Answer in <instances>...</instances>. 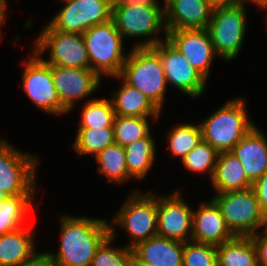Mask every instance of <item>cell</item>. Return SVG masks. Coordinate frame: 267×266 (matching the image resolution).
Returning a JSON list of instances; mask_svg holds the SVG:
<instances>
[{
    "mask_svg": "<svg viewBox=\"0 0 267 266\" xmlns=\"http://www.w3.org/2000/svg\"><path fill=\"white\" fill-rule=\"evenodd\" d=\"M213 7L228 6L239 3V0H207Z\"/></svg>",
    "mask_w": 267,
    "mask_h": 266,
    "instance_id": "f35d334b",
    "label": "cell"
},
{
    "mask_svg": "<svg viewBox=\"0 0 267 266\" xmlns=\"http://www.w3.org/2000/svg\"><path fill=\"white\" fill-rule=\"evenodd\" d=\"M261 233L257 232L251 238L257 250L258 266H267V225Z\"/></svg>",
    "mask_w": 267,
    "mask_h": 266,
    "instance_id": "e575fe53",
    "label": "cell"
},
{
    "mask_svg": "<svg viewBox=\"0 0 267 266\" xmlns=\"http://www.w3.org/2000/svg\"><path fill=\"white\" fill-rule=\"evenodd\" d=\"M37 37L34 51L38 55L50 49L49 59L44 60L47 64L68 68H90L83 34L63 32L48 23Z\"/></svg>",
    "mask_w": 267,
    "mask_h": 266,
    "instance_id": "9c48e42d",
    "label": "cell"
},
{
    "mask_svg": "<svg viewBox=\"0 0 267 266\" xmlns=\"http://www.w3.org/2000/svg\"><path fill=\"white\" fill-rule=\"evenodd\" d=\"M234 237L212 198L193 210L192 241L219 246Z\"/></svg>",
    "mask_w": 267,
    "mask_h": 266,
    "instance_id": "e0dca14e",
    "label": "cell"
},
{
    "mask_svg": "<svg viewBox=\"0 0 267 266\" xmlns=\"http://www.w3.org/2000/svg\"><path fill=\"white\" fill-rule=\"evenodd\" d=\"M34 237L26 226L0 235V266H16L35 257Z\"/></svg>",
    "mask_w": 267,
    "mask_h": 266,
    "instance_id": "603a6c76",
    "label": "cell"
},
{
    "mask_svg": "<svg viewBox=\"0 0 267 266\" xmlns=\"http://www.w3.org/2000/svg\"><path fill=\"white\" fill-rule=\"evenodd\" d=\"M114 143L113 128H78L72 146L79 155L93 154L96 156Z\"/></svg>",
    "mask_w": 267,
    "mask_h": 266,
    "instance_id": "83f0119b",
    "label": "cell"
},
{
    "mask_svg": "<svg viewBox=\"0 0 267 266\" xmlns=\"http://www.w3.org/2000/svg\"><path fill=\"white\" fill-rule=\"evenodd\" d=\"M38 158L0 139V189L8 196L35 195Z\"/></svg>",
    "mask_w": 267,
    "mask_h": 266,
    "instance_id": "30bf717a",
    "label": "cell"
},
{
    "mask_svg": "<svg viewBox=\"0 0 267 266\" xmlns=\"http://www.w3.org/2000/svg\"><path fill=\"white\" fill-rule=\"evenodd\" d=\"M166 39L206 79L213 62L214 47L207 29H180L167 31Z\"/></svg>",
    "mask_w": 267,
    "mask_h": 266,
    "instance_id": "2e32d148",
    "label": "cell"
},
{
    "mask_svg": "<svg viewBox=\"0 0 267 266\" xmlns=\"http://www.w3.org/2000/svg\"><path fill=\"white\" fill-rule=\"evenodd\" d=\"M252 189L257 196L262 212L267 217V172L253 182Z\"/></svg>",
    "mask_w": 267,
    "mask_h": 266,
    "instance_id": "d590c367",
    "label": "cell"
},
{
    "mask_svg": "<svg viewBox=\"0 0 267 266\" xmlns=\"http://www.w3.org/2000/svg\"><path fill=\"white\" fill-rule=\"evenodd\" d=\"M122 87L110 99L116 116L147 117L156 121L161 111L138 89L127 84L120 76Z\"/></svg>",
    "mask_w": 267,
    "mask_h": 266,
    "instance_id": "7402d4cb",
    "label": "cell"
},
{
    "mask_svg": "<svg viewBox=\"0 0 267 266\" xmlns=\"http://www.w3.org/2000/svg\"><path fill=\"white\" fill-rule=\"evenodd\" d=\"M210 179L216 193L247 190L252 188L253 184L241 162L230 151L218 154L214 173Z\"/></svg>",
    "mask_w": 267,
    "mask_h": 266,
    "instance_id": "44dd1931",
    "label": "cell"
},
{
    "mask_svg": "<svg viewBox=\"0 0 267 266\" xmlns=\"http://www.w3.org/2000/svg\"><path fill=\"white\" fill-rule=\"evenodd\" d=\"M7 197L8 195L2 189H0V202L4 201Z\"/></svg>",
    "mask_w": 267,
    "mask_h": 266,
    "instance_id": "b9f144b4",
    "label": "cell"
},
{
    "mask_svg": "<svg viewBox=\"0 0 267 266\" xmlns=\"http://www.w3.org/2000/svg\"><path fill=\"white\" fill-rule=\"evenodd\" d=\"M167 31L206 29L213 6L207 0H163Z\"/></svg>",
    "mask_w": 267,
    "mask_h": 266,
    "instance_id": "ac0fdd59",
    "label": "cell"
},
{
    "mask_svg": "<svg viewBox=\"0 0 267 266\" xmlns=\"http://www.w3.org/2000/svg\"><path fill=\"white\" fill-rule=\"evenodd\" d=\"M112 3L113 0H69L49 23L63 32L83 34L111 19Z\"/></svg>",
    "mask_w": 267,
    "mask_h": 266,
    "instance_id": "7c38bea8",
    "label": "cell"
},
{
    "mask_svg": "<svg viewBox=\"0 0 267 266\" xmlns=\"http://www.w3.org/2000/svg\"><path fill=\"white\" fill-rule=\"evenodd\" d=\"M216 264V246L195 241L184 243L183 266H215Z\"/></svg>",
    "mask_w": 267,
    "mask_h": 266,
    "instance_id": "836d02e7",
    "label": "cell"
},
{
    "mask_svg": "<svg viewBox=\"0 0 267 266\" xmlns=\"http://www.w3.org/2000/svg\"><path fill=\"white\" fill-rule=\"evenodd\" d=\"M131 266H146V265H141V264L137 263V262L132 258Z\"/></svg>",
    "mask_w": 267,
    "mask_h": 266,
    "instance_id": "7bdbcfd3",
    "label": "cell"
},
{
    "mask_svg": "<svg viewBox=\"0 0 267 266\" xmlns=\"http://www.w3.org/2000/svg\"><path fill=\"white\" fill-rule=\"evenodd\" d=\"M7 5L3 2V1H1L0 0V39L2 38L1 37V27H2V23L6 20L5 18V14H6V7Z\"/></svg>",
    "mask_w": 267,
    "mask_h": 266,
    "instance_id": "60d3db41",
    "label": "cell"
},
{
    "mask_svg": "<svg viewBox=\"0 0 267 266\" xmlns=\"http://www.w3.org/2000/svg\"><path fill=\"white\" fill-rule=\"evenodd\" d=\"M51 73L60 103L68 112L76 101L94 93L101 83V78L90 68L51 65Z\"/></svg>",
    "mask_w": 267,
    "mask_h": 266,
    "instance_id": "9a60e30c",
    "label": "cell"
},
{
    "mask_svg": "<svg viewBox=\"0 0 267 266\" xmlns=\"http://www.w3.org/2000/svg\"><path fill=\"white\" fill-rule=\"evenodd\" d=\"M244 99H233L216 109L200 125L202 140L219 153L231 151L256 125L247 117Z\"/></svg>",
    "mask_w": 267,
    "mask_h": 266,
    "instance_id": "3957f363",
    "label": "cell"
},
{
    "mask_svg": "<svg viewBox=\"0 0 267 266\" xmlns=\"http://www.w3.org/2000/svg\"><path fill=\"white\" fill-rule=\"evenodd\" d=\"M172 156L184 157L202 140L200 125L181 123L172 128L167 135Z\"/></svg>",
    "mask_w": 267,
    "mask_h": 266,
    "instance_id": "f546056e",
    "label": "cell"
},
{
    "mask_svg": "<svg viewBox=\"0 0 267 266\" xmlns=\"http://www.w3.org/2000/svg\"><path fill=\"white\" fill-rule=\"evenodd\" d=\"M246 2L256 5L260 9L267 10V0H239V4L247 5Z\"/></svg>",
    "mask_w": 267,
    "mask_h": 266,
    "instance_id": "ab89813d",
    "label": "cell"
},
{
    "mask_svg": "<svg viewBox=\"0 0 267 266\" xmlns=\"http://www.w3.org/2000/svg\"><path fill=\"white\" fill-rule=\"evenodd\" d=\"M110 224V235L97 248L91 266H131L132 249L111 247V243L117 235Z\"/></svg>",
    "mask_w": 267,
    "mask_h": 266,
    "instance_id": "1f68e13d",
    "label": "cell"
},
{
    "mask_svg": "<svg viewBox=\"0 0 267 266\" xmlns=\"http://www.w3.org/2000/svg\"><path fill=\"white\" fill-rule=\"evenodd\" d=\"M111 19L123 38L153 36L142 42L135 43V48L154 47L160 41H163L157 36L159 32H162V29L165 32L164 38L167 35L164 3L163 6H144L139 3L133 6L112 5Z\"/></svg>",
    "mask_w": 267,
    "mask_h": 266,
    "instance_id": "5b68a950",
    "label": "cell"
},
{
    "mask_svg": "<svg viewBox=\"0 0 267 266\" xmlns=\"http://www.w3.org/2000/svg\"><path fill=\"white\" fill-rule=\"evenodd\" d=\"M184 243L159 235L132 248V258L146 266H183Z\"/></svg>",
    "mask_w": 267,
    "mask_h": 266,
    "instance_id": "d6986e66",
    "label": "cell"
},
{
    "mask_svg": "<svg viewBox=\"0 0 267 266\" xmlns=\"http://www.w3.org/2000/svg\"><path fill=\"white\" fill-rule=\"evenodd\" d=\"M152 48L159 54L168 84L192 98L204 94L207 79L166 38Z\"/></svg>",
    "mask_w": 267,
    "mask_h": 266,
    "instance_id": "4fadbf2b",
    "label": "cell"
},
{
    "mask_svg": "<svg viewBox=\"0 0 267 266\" xmlns=\"http://www.w3.org/2000/svg\"><path fill=\"white\" fill-rule=\"evenodd\" d=\"M83 39L92 69L100 78L119 76L128 54L123 51V36L112 19L90 27Z\"/></svg>",
    "mask_w": 267,
    "mask_h": 266,
    "instance_id": "277c9868",
    "label": "cell"
},
{
    "mask_svg": "<svg viewBox=\"0 0 267 266\" xmlns=\"http://www.w3.org/2000/svg\"><path fill=\"white\" fill-rule=\"evenodd\" d=\"M58 252L47 251L49 266H91L97 248L110 235V224L92 217L61 216Z\"/></svg>",
    "mask_w": 267,
    "mask_h": 266,
    "instance_id": "6da1fadb",
    "label": "cell"
},
{
    "mask_svg": "<svg viewBox=\"0 0 267 266\" xmlns=\"http://www.w3.org/2000/svg\"><path fill=\"white\" fill-rule=\"evenodd\" d=\"M16 266H49L46 252L38 253L31 260Z\"/></svg>",
    "mask_w": 267,
    "mask_h": 266,
    "instance_id": "8d00e7d4",
    "label": "cell"
},
{
    "mask_svg": "<svg viewBox=\"0 0 267 266\" xmlns=\"http://www.w3.org/2000/svg\"><path fill=\"white\" fill-rule=\"evenodd\" d=\"M155 139L149 133L145 138L125 146L128 175L142 180L149 173L155 159Z\"/></svg>",
    "mask_w": 267,
    "mask_h": 266,
    "instance_id": "d4e9b609",
    "label": "cell"
},
{
    "mask_svg": "<svg viewBox=\"0 0 267 266\" xmlns=\"http://www.w3.org/2000/svg\"><path fill=\"white\" fill-rule=\"evenodd\" d=\"M35 195L8 196L0 202V235L23 227L25 218L33 210Z\"/></svg>",
    "mask_w": 267,
    "mask_h": 266,
    "instance_id": "484cf974",
    "label": "cell"
},
{
    "mask_svg": "<svg viewBox=\"0 0 267 266\" xmlns=\"http://www.w3.org/2000/svg\"><path fill=\"white\" fill-rule=\"evenodd\" d=\"M114 141L123 147L145 138L151 131L147 117L115 116Z\"/></svg>",
    "mask_w": 267,
    "mask_h": 266,
    "instance_id": "4dcf8cb0",
    "label": "cell"
},
{
    "mask_svg": "<svg viewBox=\"0 0 267 266\" xmlns=\"http://www.w3.org/2000/svg\"><path fill=\"white\" fill-rule=\"evenodd\" d=\"M230 152L241 162L252 182L267 172V139L257 126L252 128Z\"/></svg>",
    "mask_w": 267,
    "mask_h": 266,
    "instance_id": "ffe728a7",
    "label": "cell"
},
{
    "mask_svg": "<svg viewBox=\"0 0 267 266\" xmlns=\"http://www.w3.org/2000/svg\"><path fill=\"white\" fill-rule=\"evenodd\" d=\"M112 225L121 226L129 234L131 241L126 247L132 249L137 244L157 235V197L152 193L141 194L136 190L128 196L115 214Z\"/></svg>",
    "mask_w": 267,
    "mask_h": 266,
    "instance_id": "ba28073f",
    "label": "cell"
},
{
    "mask_svg": "<svg viewBox=\"0 0 267 266\" xmlns=\"http://www.w3.org/2000/svg\"><path fill=\"white\" fill-rule=\"evenodd\" d=\"M245 5L233 4L214 7L207 31L214 51L229 62L239 54L246 34Z\"/></svg>",
    "mask_w": 267,
    "mask_h": 266,
    "instance_id": "8992f818",
    "label": "cell"
},
{
    "mask_svg": "<svg viewBox=\"0 0 267 266\" xmlns=\"http://www.w3.org/2000/svg\"><path fill=\"white\" fill-rule=\"evenodd\" d=\"M219 152L208 142H201L193 148L182 160L187 171L210 173L212 178Z\"/></svg>",
    "mask_w": 267,
    "mask_h": 266,
    "instance_id": "d6a6232c",
    "label": "cell"
},
{
    "mask_svg": "<svg viewBox=\"0 0 267 266\" xmlns=\"http://www.w3.org/2000/svg\"><path fill=\"white\" fill-rule=\"evenodd\" d=\"M136 3L143 4L144 6H160L157 0H113L112 5L133 6Z\"/></svg>",
    "mask_w": 267,
    "mask_h": 266,
    "instance_id": "74e56055",
    "label": "cell"
},
{
    "mask_svg": "<svg viewBox=\"0 0 267 266\" xmlns=\"http://www.w3.org/2000/svg\"><path fill=\"white\" fill-rule=\"evenodd\" d=\"M35 51L25 63L22 76L23 90L37 109L46 113L65 114L68 111L61 105L51 73V65L47 64Z\"/></svg>",
    "mask_w": 267,
    "mask_h": 266,
    "instance_id": "8fae6325",
    "label": "cell"
},
{
    "mask_svg": "<svg viewBox=\"0 0 267 266\" xmlns=\"http://www.w3.org/2000/svg\"><path fill=\"white\" fill-rule=\"evenodd\" d=\"M157 235L180 242L192 241L193 209L180 191L157 198Z\"/></svg>",
    "mask_w": 267,
    "mask_h": 266,
    "instance_id": "5bb4252c",
    "label": "cell"
},
{
    "mask_svg": "<svg viewBox=\"0 0 267 266\" xmlns=\"http://www.w3.org/2000/svg\"><path fill=\"white\" fill-rule=\"evenodd\" d=\"M119 76L162 111L168 83L159 54L152 47H133Z\"/></svg>",
    "mask_w": 267,
    "mask_h": 266,
    "instance_id": "7a4b0ae2",
    "label": "cell"
},
{
    "mask_svg": "<svg viewBox=\"0 0 267 266\" xmlns=\"http://www.w3.org/2000/svg\"><path fill=\"white\" fill-rule=\"evenodd\" d=\"M98 171L106 175L109 183H124L131 177L128 175L125 148L112 144L95 156Z\"/></svg>",
    "mask_w": 267,
    "mask_h": 266,
    "instance_id": "4316f807",
    "label": "cell"
},
{
    "mask_svg": "<svg viewBox=\"0 0 267 266\" xmlns=\"http://www.w3.org/2000/svg\"><path fill=\"white\" fill-rule=\"evenodd\" d=\"M213 200L235 236H252L267 225L257 196L252 188L242 191L216 193Z\"/></svg>",
    "mask_w": 267,
    "mask_h": 266,
    "instance_id": "52a82bcc",
    "label": "cell"
},
{
    "mask_svg": "<svg viewBox=\"0 0 267 266\" xmlns=\"http://www.w3.org/2000/svg\"><path fill=\"white\" fill-rule=\"evenodd\" d=\"M81 122L78 128H113L115 111L111 100L91 99L81 109Z\"/></svg>",
    "mask_w": 267,
    "mask_h": 266,
    "instance_id": "f1b7e54d",
    "label": "cell"
},
{
    "mask_svg": "<svg viewBox=\"0 0 267 266\" xmlns=\"http://www.w3.org/2000/svg\"><path fill=\"white\" fill-rule=\"evenodd\" d=\"M221 266H258L257 250L251 236H235L216 246Z\"/></svg>",
    "mask_w": 267,
    "mask_h": 266,
    "instance_id": "cb8c5ba5",
    "label": "cell"
}]
</instances>
